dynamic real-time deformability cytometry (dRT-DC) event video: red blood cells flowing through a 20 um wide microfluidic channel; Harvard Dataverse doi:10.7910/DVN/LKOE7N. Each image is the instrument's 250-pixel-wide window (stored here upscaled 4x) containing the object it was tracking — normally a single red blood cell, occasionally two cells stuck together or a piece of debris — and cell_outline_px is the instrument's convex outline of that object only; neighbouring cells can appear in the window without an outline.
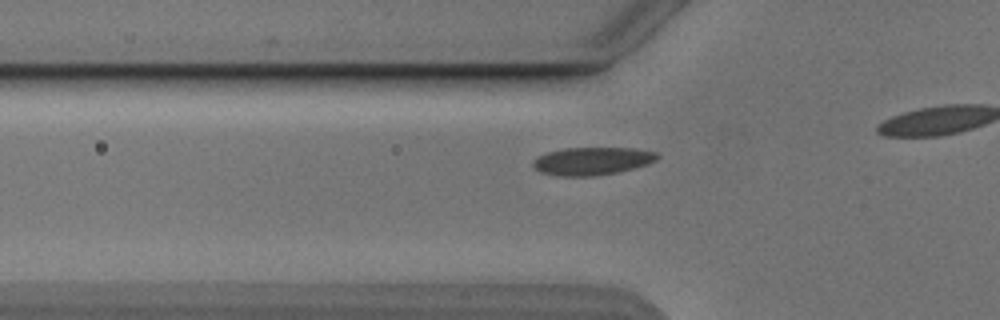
{"species": "Egyptian fruit bat (a non-hibernating species)", "species_latin": "Rousettus aegyptiacus", "temperature_condition": "cold", "stored_images_in_passage": 21, "camera_frame_rate_fps": 3000, "um_per_image_px": 0.085, "animal": {"sex": "male"}, "frame": {"image": 1, "passage_image": 15, "time_ms": 4.667, "image_size_px": [1000, 320], "cell_outline_px": [[660, 156], [656, 160], [648, 164], [616, 172], [592, 176], [556, 176], [540, 172], [532, 164], [532, 160], [536, 156], [548, 152], [564, 148], [636, 148], [656, 152]], "centroid_in_image_um": [50.31, 13.68], "position_along_channel_um": 75.5, "area_um2": 20.17}}
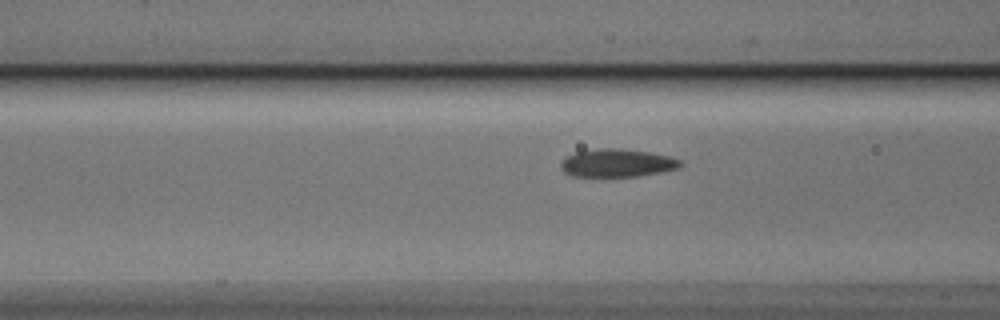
{"frame": {"image": 2, "passage_image": 18, "time_ms": 5.667, "image_size_px": [1000, 320], "cell_outline_px": [[684, 164], [680, 168], [660, 172], [636, 176], [572, 176], [564, 172], [560, 168], [560, 160], [576, 152], [600, 148], [620, 148], [648, 152], [672, 156], [680, 160]], "centroid_in_image_um": [52.47, 13.85], "position_along_channel_um": 114.1, "area_um2": 19.59}}